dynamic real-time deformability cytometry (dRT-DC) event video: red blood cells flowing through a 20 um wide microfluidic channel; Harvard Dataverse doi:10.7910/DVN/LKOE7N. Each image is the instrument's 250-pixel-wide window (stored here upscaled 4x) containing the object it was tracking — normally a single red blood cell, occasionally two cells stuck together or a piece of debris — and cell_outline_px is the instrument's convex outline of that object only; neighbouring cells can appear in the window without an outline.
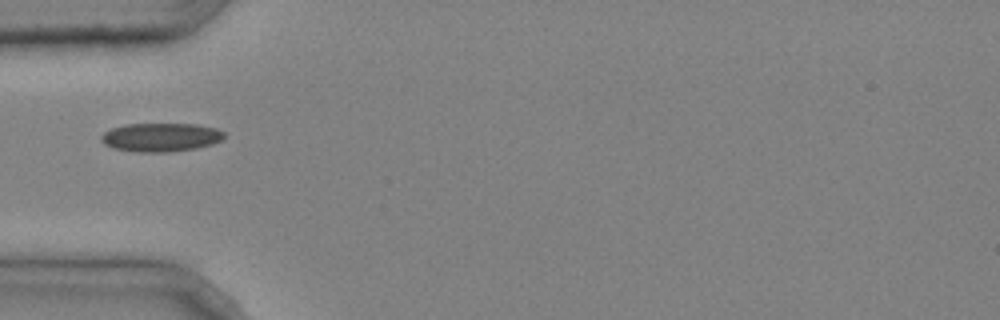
{"species": "common noctule bat (a hibernating species)", "species_latin": "Nyctalus noctula", "temperature_condition": "cold", "stored_images_in_passage": 5, "camera_frame_rate_fps": 3000, "um_per_image_px": 0.085, "animal": {"sex": "male", "body_mass_g": 20.4}, "frame": {"image": 1, "passage_image": 4, "time_ms": 1.0, "image_size_px": [1000, 320], "cell_outline_px": [[224, 136], [220, 140], [212, 144], [196, 148], [172, 152], [136, 152], [112, 148], [104, 144], [100, 140], [100, 136], [104, 132], [112, 128], [128, 124], [196, 124], [216, 128], [224, 132]], "centroid_in_image_um": [13.64, 11.67], "position_along_channel_um": 71.4, "area_um2": 20.58}}